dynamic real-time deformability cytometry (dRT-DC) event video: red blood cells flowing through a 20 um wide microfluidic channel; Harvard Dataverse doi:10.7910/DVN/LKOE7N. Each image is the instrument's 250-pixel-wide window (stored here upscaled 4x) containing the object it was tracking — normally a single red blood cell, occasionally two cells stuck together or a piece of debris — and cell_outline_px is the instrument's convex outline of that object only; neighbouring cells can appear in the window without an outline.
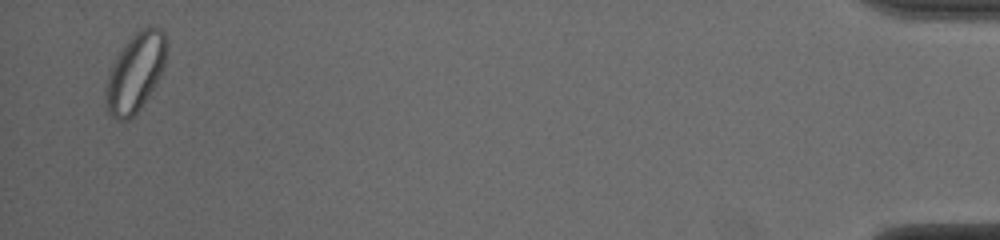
{"species": "common noctule bat (a hibernating species)", "species_latin": "Nyctalus noctula", "temperature_condition": "cold", "stored_images_in_passage": 44, "segment_of_instrument_passage": [2, 2], "camera_frame_rate_fps": 3000, "um_per_image_px": 0.085, "animal": {"sex": "male", "body_mass_g": 19.0, "forearm_length_mm": 50.8}, "frame": {"image": 1, "passage_image": 43, "time_ms": 14.0, "image_size_px": [1000, 240], "cell_outline_px": [[168, 48], [164, 64], [160, 76], [148, 96], [140, 108], [128, 120], [116, 120], [108, 112], [104, 96], [108, 76], [112, 64], [116, 56], [128, 40], [140, 28], [148, 24], [160, 28], [164, 32], [168, 44]], "centroid_in_image_um": [11.52, 6.12], "position_along_channel_um": 423.7, "area_um2": 27.92}}